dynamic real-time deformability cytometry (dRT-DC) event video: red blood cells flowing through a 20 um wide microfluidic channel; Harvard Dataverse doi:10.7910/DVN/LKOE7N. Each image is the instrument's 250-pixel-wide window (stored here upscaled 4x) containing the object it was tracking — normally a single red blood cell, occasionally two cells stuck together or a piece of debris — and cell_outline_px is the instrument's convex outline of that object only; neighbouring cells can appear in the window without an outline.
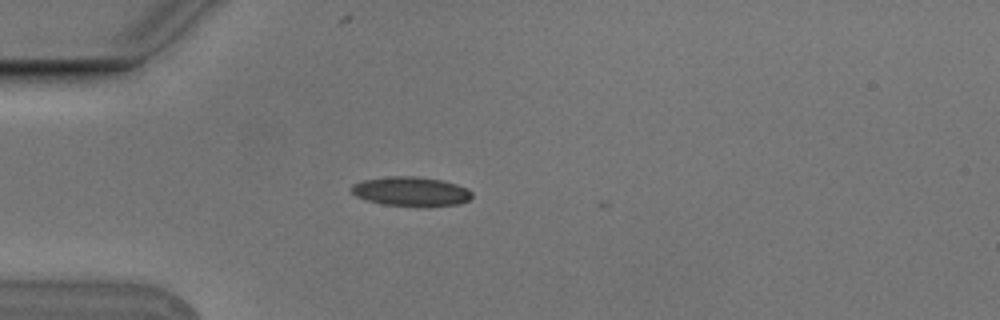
{"species": "Egyptian fruit bat (a non-hibernating species)", "species_latin": "Rousettus aegyptiacus", "temperature_condition": "cold", "stored_images_in_passage": 1, "camera_frame_rate_fps": 3000, "um_per_image_px": 0.085, "animal": {"sex": "male"}, "frame": {"image": 1, "passage_image": 1, "time_ms": 0.0, "image_size_px": [1000, 320], "cell_outline_px": [[472, 196], [468, 200], [460, 204], [428, 208], [416, 208], [384, 204], [368, 200], [356, 196], [352, 192], [352, 184], [364, 180], [392, 176], [416, 176], [440, 180], [456, 184], [468, 188], [472, 192]], "centroid_in_image_um": [34.99, 16.31], "position_along_channel_um": 50.0, "area_um2": 20.98}}